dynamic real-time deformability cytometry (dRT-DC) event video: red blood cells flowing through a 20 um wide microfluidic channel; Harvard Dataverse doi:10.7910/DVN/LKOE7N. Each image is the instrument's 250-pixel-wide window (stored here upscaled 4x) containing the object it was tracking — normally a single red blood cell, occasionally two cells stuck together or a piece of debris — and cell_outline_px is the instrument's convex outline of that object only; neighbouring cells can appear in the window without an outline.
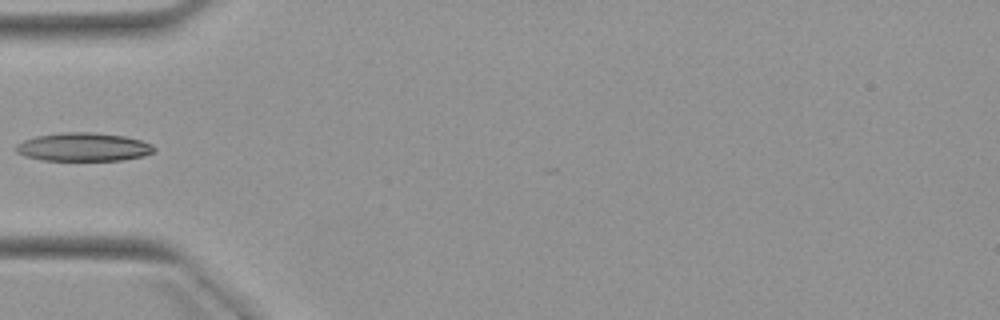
{"species": "Egyptian fruit bat (a non-hibernating species)", "species_latin": "Rousettus aegyptiacus", "temperature_condition": "warm", "stored_images_in_passage": 5, "camera_frame_rate_fps": 3000, "um_per_image_px": 0.085, "animal": {"sex": "female"}, "frame": {"image": 1, "passage_image": 5, "time_ms": 5.333, "image_size_px": [1000, 320], "cell_outline_px": [[156, 148], [152, 152], [144, 156], [120, 160], [40, 160], [24, 156], [16, 152], [16, 144], [24, 140], [36, 136], [64, 132], [92, 132], [124, 136], [140, 140], [152, 144]], "centroid_in_image_um": [7.07, 12.49], "position_along_channel_um": 77.9, "area_um2": 22.83}}